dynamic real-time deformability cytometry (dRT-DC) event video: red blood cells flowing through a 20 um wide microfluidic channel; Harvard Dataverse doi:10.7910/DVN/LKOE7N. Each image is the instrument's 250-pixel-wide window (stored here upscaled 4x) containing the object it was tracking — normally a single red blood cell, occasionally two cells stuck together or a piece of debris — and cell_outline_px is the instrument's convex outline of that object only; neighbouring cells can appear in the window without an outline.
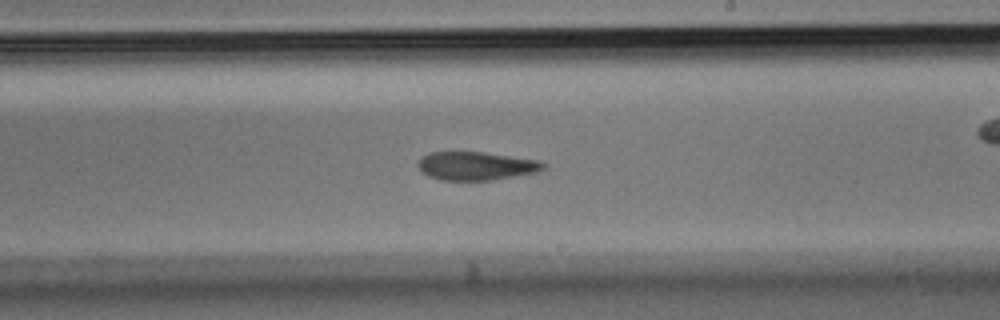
{"species": "Egyptian fruit bat (a non-hibernating species)", "species_latin": "Rousettus aegyptiacus", "temperature_condition": "room temperature", "stored_images_in_passage": 28, "camera_frame_rate_fps": 3000, "um_per_image_px": 0.085, "animal": {"sex": "male"}, "frame": {"image": 1, "passage_image": 16, "time_ms": 5.0, "image_size_px": [1000, 320], "cell_outline_px": [[548, 164], [544, 168], [536, 172], [492, 180], [444, 180], [428, 176], [416, 164], [420, 156], [428, 152], [484, 152], [540, 160]], "centroid_in_image_um": [40.47, 14.09], "position_along_channel_um": 248.5, "area_um2": 20.81}}